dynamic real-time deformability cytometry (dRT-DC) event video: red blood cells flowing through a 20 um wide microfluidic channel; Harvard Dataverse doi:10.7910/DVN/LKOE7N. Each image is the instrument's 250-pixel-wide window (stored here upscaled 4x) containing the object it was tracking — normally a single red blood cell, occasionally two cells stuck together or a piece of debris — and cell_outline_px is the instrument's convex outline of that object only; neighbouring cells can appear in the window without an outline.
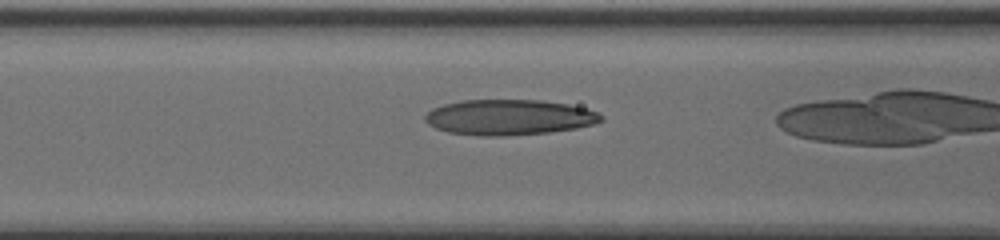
{"species": "human", "species_latin": "Homo sapiens", "temperature_condition": "cold", "stored_images_in_passage": 40, "camera_frame_rate_fps": 3000, "um_per_image_px": 0.085, "donor": {"sex": "male"}, "frame": {"image": 1, "passage_image": 20, "time_ms": 6.333, "image_size_px": [1000, 240], "cell_outline_px": [[604, 120], [592, 124], [576, 128], [548, 132], [504, 136], [484, 136], [448, 132], [436, 128], [428, 124], [424, 120], [424, 116], [432, 108], [444, 104], [464, 100], [540, 100], [568, 104], [584, 108], [596, 112], [604, 116]], "centroid_in_image_um": [43.25, 9.97], "position_along_channel_um": 123.3, "area_um2": 36.3}}
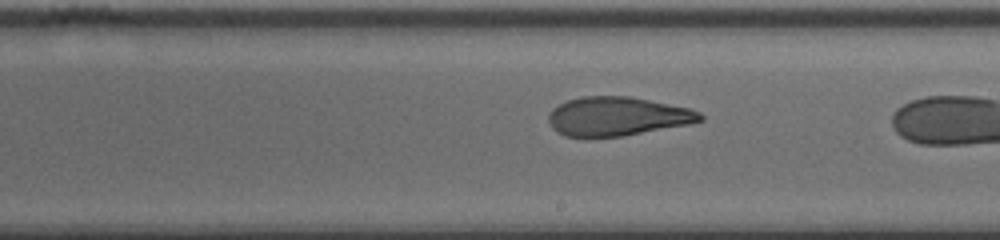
{"frame": {"image": 2, "passage_image": 29, "time_ms": 9.333, "image_size_px": [1000, 240], "cell_outline_px": [[704, 120], [688, 124], [620, 136], [564, 136], [556, 132], [552, 128], [548, 120], [548, 116], [552, 108], [568, 100], [580, 96], [628, 96], [688, 108], [700, 112], [704, 116]], "centroid_in_image_um": [52.44, 9.88], "position_along_channel_um": 236.6, "area_um2": 33.99}}
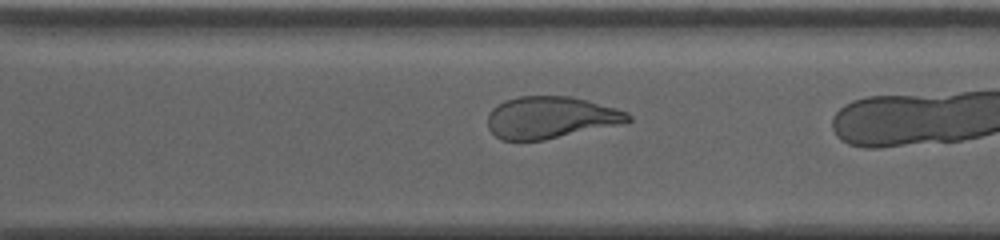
{"frame": {"image": 3, "passage_image": 36, "time_ms": 11.667, "image_size_px": [1000, 240], "cell_outline_px": [[632, 120], [624, 124], [544, 140], [500, 140], [488, 128], [488, 112], [492, 108], [508, 100], [520, 96], [572, 96], [588, 100], [616, 108], [628, 112], [632, 116]], "centroid_in_image_um": [46.85, 9.99], "position_along_channel_um": 323.7, "area_um2": 34.51}}